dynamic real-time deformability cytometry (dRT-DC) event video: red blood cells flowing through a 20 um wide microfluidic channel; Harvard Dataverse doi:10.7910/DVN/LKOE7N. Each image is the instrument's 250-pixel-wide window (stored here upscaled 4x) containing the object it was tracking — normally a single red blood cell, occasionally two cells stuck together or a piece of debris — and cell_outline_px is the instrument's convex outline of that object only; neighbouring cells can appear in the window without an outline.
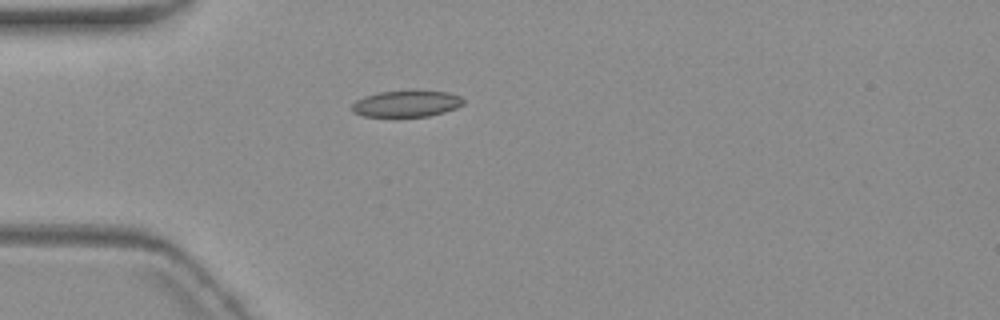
{"species": "common noctule bat (a hibernating species)", "species_latin": "Nyctalus noctula", "temperature_condition": "warm", "stored_images_in_passage": 7, "camera_frame_rate_fps": 3000, "um_per_image_px": 0.085, "animal": {"sex": "female", "body_mass_g": 19.3, "forearm_length_mm": 54.1}, "frame": {"image": 1, "passage_image": 7, "time_ms": 7.667, "image_size_px": [1000, 320], "cell_outline_px": [[464, 104], [456, 108], [444, 112], [428, 116], [364, 116], [352, 112], [352, 104], [356, 100], [364, 96], [376, 92], [412, 88], [420, 88], [448, 92], [460, 96], [464, 100]], "centroid_in_image_um": [34.57, 8.75], "position_along_channel_um": 50.4, "area_um2": 17.92}}